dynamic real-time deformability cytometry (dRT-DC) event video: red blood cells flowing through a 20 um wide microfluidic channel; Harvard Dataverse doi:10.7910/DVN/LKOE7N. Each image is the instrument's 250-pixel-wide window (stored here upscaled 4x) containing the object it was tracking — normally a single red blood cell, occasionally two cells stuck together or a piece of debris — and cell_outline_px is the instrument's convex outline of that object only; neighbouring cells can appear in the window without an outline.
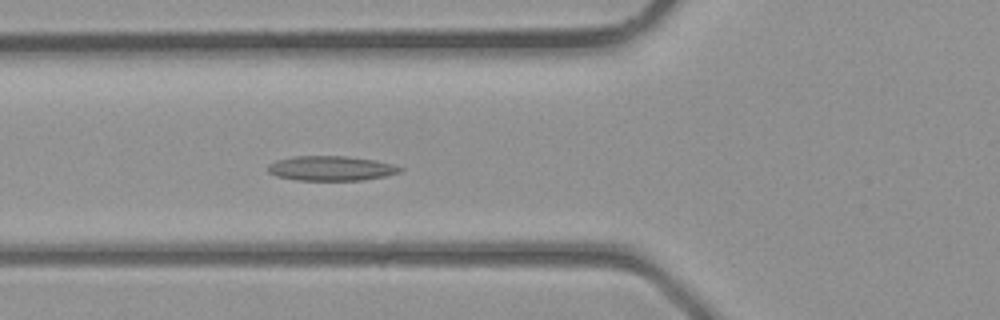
{"species": "common noctule bat (a hibernating species)", "species_latin": "Nyctalus noctula", "temperature_condition": "room temperature", "stored_images_in_passage": 31, "camera_frame_rate_fps": 3000, "um_per_image_px": 0.085, "animal": {"sex": "male", "body_mass_g": 23.1, "forearm_length_mm": 52.7}, "frame": {"image": 1, "passage_image": 6, "time_ms": 1.667, "image_size_px": [1000, 320], "cell_outline_px": [[404, 168], [400, 172], [384, 176], [364, 180], [296, 180], [276, 176], [268, 172], [268, 164], [276, 160], [296, 156], [348, 156], [376, 160], [392, 164]], "centroid_in_image_um": [28.13, 14.3], "position_along_channel_um": 97.7, "area_um2": 19.07}}
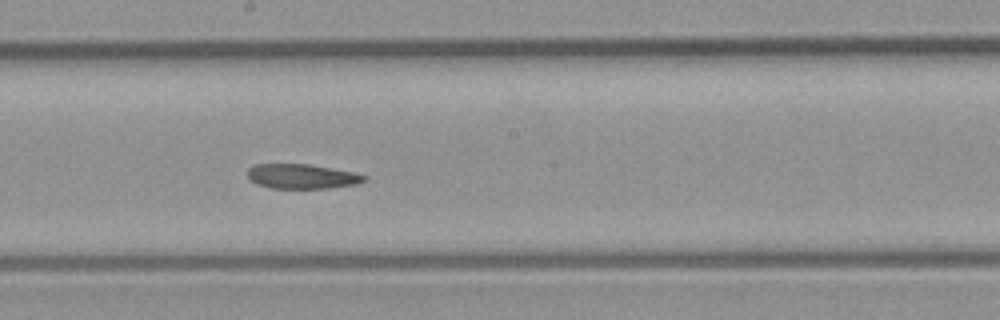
{"frame": {"image": 2, "passage_image": 13, "time_ms": 4.0, "image_size_px": [1000, 320], "cell_outline_px": [[368, 180], [356, 184], [328, 188], [268, 188], [256, 184], [248, 176], [248, 168], [252, 164], [308, 164], [352, 172], [368, 176]], "centroid_in_image_um": [25.65, 14.99], "position_along_channel_um": 222.5, "area_um2": 16.76}}
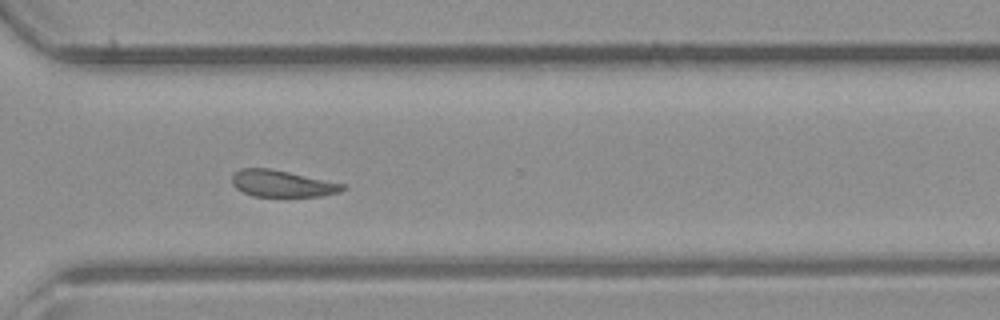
{"frame": {"image": 3, "passage_image": 20, "time_ms": 6.333, "image_size_px": [1000, 320], "cell_outline_px": [[348, 188], [340, 192], [320, 196], [252, 196], [236, 188], [232, 184], [232, 176], [240, 168], [268, 168], [288, 172], [344, 184]], "centroid_in_image_um": [23.98, 15.61], "position_along_channel_um": 346.6, "area_um2": 16.99}}